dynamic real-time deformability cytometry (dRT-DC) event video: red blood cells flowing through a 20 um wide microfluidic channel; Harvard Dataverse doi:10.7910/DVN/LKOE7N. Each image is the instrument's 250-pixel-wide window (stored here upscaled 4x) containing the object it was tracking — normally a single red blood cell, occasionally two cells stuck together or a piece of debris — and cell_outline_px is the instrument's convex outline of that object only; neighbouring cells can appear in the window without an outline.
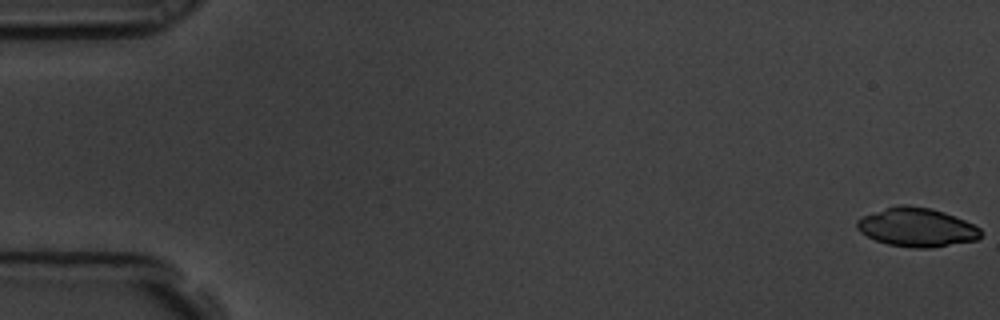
{"species": "common noctule bat (a hibernating species)", "species_latin": "Nyctalus noctula", "temperature_condition": "room temperature", "stored_images_in_passage": 11, "camera_frame_rate_fps": 3000, "um_per_image_px": 0.085, "animal": {"sex": "male", "body_mass_g": 19.5, "forearm_length_mm": 54.6}, "frame": {"image": 1, "passage_image": 1, "time_ms": 0.0, "image_size_px": [1000, 320], "cell_outline_px": [[980, 236], [976, 240], [928, 248], [912, 248], [888, 244], [876, 240], [860, 232], [856, 228], [856, 220], [864, 216], [900, 204], [908, 204], [932, 208], [944, 212], [964, 220], [980, 228]], "centroid_in_image_um": [77.91, 19.32], "position_along_channel_um": 7.1, "area_um2": 27.69}}